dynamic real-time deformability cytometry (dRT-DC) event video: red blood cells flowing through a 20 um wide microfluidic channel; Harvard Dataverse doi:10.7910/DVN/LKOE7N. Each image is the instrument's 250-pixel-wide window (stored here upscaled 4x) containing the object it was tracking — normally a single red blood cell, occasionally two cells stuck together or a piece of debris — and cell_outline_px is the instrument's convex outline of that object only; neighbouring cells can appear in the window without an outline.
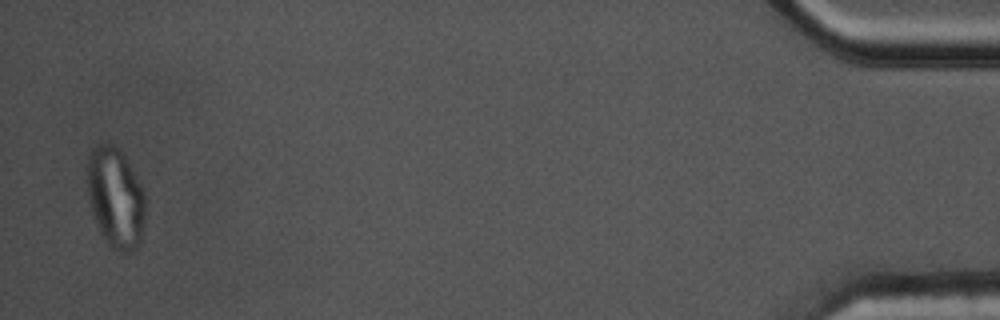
{"species": "common noctule bat (a hibernating species)", "species_latin": "Nyctalus noctula", "temperature_condition": "cold", "stored_images_in_passage": 48, "segment_of_instrument_passage": [2, 2], "camera_frame_rate_fps": 3000, "um_per_image_px": 0.085, "animal": {"sex": "male", "body_mass_g": 17.5, "forearm_length_mm": 52.3}, "frame": {"image": 1, "passage_image": 47, "time_ms": 15.333, "image_size_px": [1000, 320], "cell_outline_px": [[144, 224], [140, 244], [132, 252], [120, 252], [112, 248], [108, 244], [100, 232], [92, 212], [88, 196], [88, 152], [96, 144], [104, 140], [120, 148], [144, 188]], "centroid_in_image_um": [9.83, 16.76], "position_along_channel_um": 425.4, "area_um2": 34.45}}